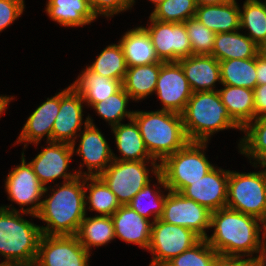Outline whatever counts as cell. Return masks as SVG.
I'll return each instance as SVG.
<instances>
[{"label":"cell","instance_id":"obj_1","mask_svg":"<svg viewBox=\"0 0 266 266\" xmlns=\"http://www.w3.org/2000/svg\"><path fill=\"white\" fill-rule=\"evenodd\" d=\"M212 227L213 234L205 240L219 255L244 256L251 260L257 252L260 233L265 229L264 222L259 218L227 207L211 213L210 228Z\"/></svg>","mask_w":266,"mask_h":266},{"label":"cell","instance_id":"obj_2","mask_svg":"<svg viewBox=\"0 0 266 266\" xmlns=\"http://www.w3.org/2000/svg\"><path fill=\"white\" fill-rule=\"evenodd\" d=\"M57 185V187H56ZM56 188L46 187L52 192L45 196L41 202L40 210L36 218L46 222V226H40L45 235H76L80 223L86 216L84 177L77 176L73 180L63 182ZM58 188V189H57ZM56 189V190H55Z\"/></svg>","mask_w":266,"mask_h":266},{"label":"cell","instance_id":"obj_3","mask_svg":"<svg viewBox=\"0 0 266 266\" xmlns=\"http://www.w3.org/2000/svg\"><path fill=\"white\" fill-rule=\"evenodd\" d=\"M21 212L10 206H0V255L4 266H34L42 237L41 227L22 218Z\"/></svg>","mask_w":266,"mask_h":266},{"label":"cell","instance_id":"obj_4","mask_svg":"<svg viewBox=\"0 0 266 266\" xmlns=\"http://www.w3.org/2000/svg\"><path fill=\"white\" fill-rule=\"evenodd\" d=\"M132 119L139 128L147 151L159 164L189 142L182 114L162 109L134 111Z\"/></svg>","mask_w":266,"mask_h":266},{"label":"cell","instance_id":"obj_5","mask_svg":"<svg viewBox=\"0 0 266 266\" xmlns=\"http://www.w3.org/2000/svg\"><path fill=\"white\" fill-rule=\"evenodd\" d=\"M189 141L208 142L218 131L242 128L230 117L218 91L194 92L182 113Z\"/></svg>","mask_w":266,"mask_h":266},{"label":"cell","instance_id":"obj_6","mask_svg":"<svg viewBox=\"0 0 266 266\" xmlns=\"http://www.w3.org/2000/svg\"><path fill=\"white\" fill-rule=\"evenodd\" d=\"M207 143L189 141L180 150L167 156L159 164V172L156 174L158 185L165 188V191L180 193L186 186L204 177L215 167L204 153Z\"/></svg>","mask_w":266,"mask_h":266},{"label":"cell","instance_id":"obj_7","mask_svg":"<svg viewBox=\"0 0 266 266\" xmlns=\"http://www.w3.org/2000/svg\"><path fill=\"white\" fill-rule=\"evenodd\" d=\"M258 172L239 173L229 170L227 205L234 211L259 218L266 223V164Z\"/></svg>","mask_w":266,"mask_h":266},{"label":"cell","instance_id":"obj_8","mask_svg":"<svg viewBox=\"0 0 266 266\" xmlns=\"http://www.w3.org/2000/svg\"><path fill=\"white\" fill-rule=\"evenodd\" d=\"M151 162V173L156 176L159 163L156 161L113 160L100 175L110 190L116 195L120 205H127L133 197L151 180L147 164ZM147 163V164H146Z\"/></svg>","mask_w":266,"mask_h":266},{"label":"cell","instance_id":"obj_9","mask_svg":"<svg viewBox=\"0 0 266 266\" xmlns=\"http://www.w3.org/2000/svg\"><path fill=\"white\" fill-rule=\"evenodd\" d=\"M201 238L183 226L160 219L152 223L148 251L153 254L149 266H164L172 258L192 248Z\"/></svg>","mask_w":266,"mask_h":266},{"label":"cell","instance_id":"obj_10","mask_svg":"<svg viewBox=\"0 0 266 266\" xmlns=\"http://www.w3.org/2000/svg\"><path fill=\"white\" fill-rule=\"evenodd\" d=\"M167 191L163 213L159 219L190 229L201 239L209 236L205 229H210L212 212L179 192Z\"/></svg>","mask_w":266,"mask_h":266},{"label":"cell","instance_id":"obj_11","mask_svg":"<svg viewBox=\"0 0 266 266\" xmlns=\"http://www.w3.org/2000/svg\"><path fill=\"white\" fill-rule=\"evenodd\" d=\"M90 255L75 235L43 234L34 266H89Z\"/></svg>","mask_w":266,"mask_h":266},{"label":"cell","instance_id":"obj_12","mask_svg":"<svg viewBox=\"0 0 266 266\" xmlns=\"http://www.w3.org/2000/svg\"><path fill=\"white\" fill-rule=\"evenodd\" d=\"M21 156V164L15 166L5 179V189L8 199L20 205L21 212L36 215L40 210L41 198L45 195V187L38 180L32 166L26 163L24 152ZM24 206L29 207L25 209Z\"/></svg>","mask_w":266,"mask_h":266},{"label":"cell","instance_id":"obj_13","mask_svg":"<svg viewBox=\"0 0 266 266\" xmlns=\"http://www.w3.org/2000/svg\"><path fill=\"white\" fill-rule=\"evenodd\" d=\"M151 24L144 27L151 37L158 58L162 62H178L192 55L188 32L184 23L161 22L149 16Z\"/></svg>","mask_w":266,"mask_h":266},{"label":"cell","instance_id":"obj_14","mask_svg":"<svg viewBox=\"0 0 266 266\" xmlns=\"http://www.w3.org/2000/svg\"><path fill=\"white\" fill-rule=\"evenodd\" d=\"M88 124L84 125V130L80 131V143L75 151V146H72L73 152L82 157L83 164L86 165L88 171L82 172L80 169L84 167L80 163L79 170L76 171L78 176H100L105 169L114 160L112 150L109 147L105 137L101 131L93 123L92 117L88 115Z\"/></svg>","mask_w":266,"mask_h":266},{"label":"cell","instance_id":"obj_15","mask_svg":"<svg viewBox=\"0 0 266 266\" xmlns=\"http://www.w3.org/2000/svg\"><path fill=\"white\" fill-rule=\"evenodd\" d=\"M155 92L162 110L182 114L193 92L178 62H161Z\"/></svg>","mask_w":266,"mask_h":266},{"label":"cell","instance_id":"obj_16","mask_svg":"<svg viewBox=\"0 0 266 266\" xmlns=\"http://www.w3.org/2000/svg\"><path fill=\"white\" fill-rule=\"evenodd\" d=\"M83 98L72 86L60 92V109L52 129V141L68 143L75 146L77 132L82 128V123L87 125L88 117L83 122ZM79 130V131H78Z\"/></svg>","mask_w":266,"mask_h":266},{"label":"cell","instance_id":"obj_17","mask_svg":"<svg viewBox=\"0 0 266 266\" xmlns=\"http://www.w3.org/2000/svg\"><path fill=\"white\" fill-rule=\"evenodd\" d=\"M46 143L48 146L29 162L41 184L46 188L48 183L58 178H63V182L76 178L77 172H67L74 155L72 145L53 141Z\"/></svg>","mask_w":266,"mask_h":266},{"label":"cell","instance_id":"obj_18","mask_svg":"<svg viewBox=\"0 0 266 266\" xmlns=\"http://www.w3.org/2000/svg\"><path fill=\"white\" fill-rule=\"evenodd\" d=\"M229 170L216 168L201 179L186 186L180 193L205 206L211 212L226 208Z\"/></svg>","mask_w":266,"mask_h":266},{"label":"cell","instance_id":"obj_19","mask_svg":"<svg viewBox=\"0 0 266 266\" xmlns=\"http://www.w3.org/2000/svg\"><path fill=\"white\" fill-rule=\"evenodd\" d=\"M60 109V92L39 105L27 118L22 131L15 144L24 142V149L27 144L40 143L46 136L47 142L52 141V129L56 116Z\"/></svg>","mask_w":266,"mask_h":266},{"label":"cell","instance_id":"obj_20","mask_svg":"<svg viewBox=\"0 0 266 266\" xmlns=\"http://www.w3.org/2000/svg\"><path fill=\"white\" fill-rule=\"evenodd\" d=\"M111 218L114 224L115 238L148 250L153 222L140 216L128 205H121Z\"/></svg>","mask_w":266,"mask_h":266},{"label":"cell","instance_id":"obj_21","mask_svg":"<svg viewBox=\"0 0 266 266\" xmlns=\"http://www.w3.org/2000/svg\"><path fill=\"white\" fill-rule=\"evenodd\" d=\"M178 63L193 93L216 91L215 83H221L219 61L211 55L192 54Z\"/></svg>","mask_w":266,"mask_h":266},{"label":"cell","instance_id":"obj_22","mask_svg":"<svg viewBox=\"0 0 266 266\" xmlns=\"http://www.w3.org/2000/svg\"><path fill=\"white\" fill-rule=\"evenodd\" d=\"M127 67L161 63L144 26L127 31L119 41Z\"/></svg>","mask_w":266,"mask_h":266},{"label":"cell","instance_id":"obj_23","mask_svg":"<svg viewBox=\"0 0 266 266\" xmlns=\"http://www.w3.org/2000/svg\"><path fill=\"white\" fill-rule=\"evenodd\" d=\"M45 11L52 21L65 27L84 26L97 18L89 0H48Z\"/></svg>","mask_w":266,"mask_h":266},{"label":"cell","instance_id":"obj_24","mask_svg":"<svg viewBox=\"0 0 266 266\" xmlns=\"http://www.w3.org/2000/svg\"><path fill=\"white\" fill-rule=\"evenodd\" d=\"M240 7L236 0L218 5L197 6L195 17L215 33L240 30Z\"/></svg>","mask_w":266,"mask_h":266},{"label":"cell","instance_id":"obj_25","mask_svg":"<svg viewBox=\"0 0 266 266\" xmlns=\"http://www.w3.org/2000/svg\"><path fill=\"white\" fill-rule=\"evenodd\" d=\"M129 122L112 127L116 147L122 154V157H117L115 153H112L113 159L119 161H156L147 151L136 122L133 119H130Z\"/></svg>","mask_w":266,"mask_h":266},{"label":"cell","instance_id":"obj_26","mask_svg":"<svg viewBox=\"0 0 266 266\" xmlns=\"http://www.w3.org/2000/svg\"><path fill=\"white\" fill-rule=\"evenodd\" d=\"M81 73L71 85L88 106L106 100L123 87L121 81L95 74L87 66Z\"/></svg>","mask_w":266,"mask_h":266},{"label":"cell","instance_id":"obj_27","mask_svg":"<svg viewBox=\"0 0 266 266\" xmlns=\"http://www.w3.org/2000/svg\"><path fill=\"white\" fill-rule=\"evenodd\" d=\"M223 87L217 90L221 102L227 108L230 117L243 129L254 120V91L231 85Z\"/></svg>","mask_w":266,"mask_h":266},{"label":"cell","instance_id":"obj_28","mask_svg":"<svg viewBox=\"0 0 266 266\" xmlns=\"http://www.w3.org/2000/svg\"><path fill=\"white\" fill-rule=\"evenodd\" d=\"M211 56L218 61L254 58L257 56V44L238 30L216 33Z\"/></svg>","mask_w":266,"mask_h":266},{"label":"cell","instance_id":"obj_29","mask_svg":"<svg viewBox=\"0 0 266 266\" xmlns=\"http://www.w3.org/2000/svg\"><path fill=\"white\" fill-rule=\"evenodd\" d=\"M160 72V63L127 67L126 77L122 83L131 100H143L155 92Z\"/></svg>","mask_w":266,"mask_h":266},{"label":"cell","instance_id":"obj_30","mask_svg":"<svg viewBox=\"0 0 266 266\" xmlns=\"http://www.w3.org/2000/svg\"><path fill=\"white\" fill-rule=\"evenodd\" d=\"M75 236L89 253L92 246L99 247L108 244L115 239L111 216H85Z\"/></svg>","mask_w":266,"mask_h":266},{"label":"cell","instance_id":"obj_31","mask_svg":"<svg viewBox=\"0 0 266 266\" xmlns=\"http://www.w3.org/2000/svg\"><path fill=\"white\" fill-rule=\"evenodd\" d=\"M84 189L85 205H89L87 208L89 209L88 211H96V213H99V216H112L121 206L116 195L110 190L100 176H85ZM88 189L89 192H87ZM87 193L89 195H87Z\"/></svg>","mask_w":266,"mask_h":266},{"label":"cell","instance_id":"obj_32","mask_svg":"<svg viewBox=\"0 0 266 266\" xmlns=\"http://www.w3.org/2000/svg\"><path fill=\"white\" fill-rule=\"evenodd\" d=\"M222 85L254 89L257 86L256 57L219 61Z\"/></svg>","mask_w":266,"mask_h":266},{"label":"cell","instance_id":"obj_33","mask_svg":"<svg viewBox=\"0 0 266 266\" xmlns=\"http://www.w3.org/2000/svg\"><path fill=\"white\" fill-rule=\"evenodd\" d=\"M254 121V122H253ZM243 129L244 138L238 144L240 154L255 160L254 164H266V116L255 118Z\"/></svg>","mask_w":266,"mask_h":266},{"label":"cell","instance_id":"obj_34","mask_svg":"<svg viewBox=\"0 0 266 266\" xmlns=\"http://www.w3.org/2000/svg\"><path fill=\"white\" fill-rule=\"evenodd\" d=\"M87 68L95 74L119 80L123 83L126 77L127 65L119 42L104 48L96 57V60Z\"/></svg>","mask_w":266,"mask_h":266},{"label":"cell","instance_id":"obj_35","mask_svg":"<svg viewBox=\"0 0 266 266\" xmlns=\"http://www.w3.org/2000/svg\"><path fill=\"white\" fill-rule=\"evenodd\" d=\"M240 12V28L248 30L247 36L256 44L266 39V0H246Z\"/></svg>","mask_w":266,"mask_h":266},{"label":"cell","instance_id":"obj_36","mask_svg":"<svg viewBox=\"0 0 266 266\" xmlns=\"http://www.w3.org/2000/svg\"><path fill=\"white\" fill-rule=\"evenodd\" d=\"M129 94L122 87L118 92L109 96L106 100L94 103L91 107L112 127L121 123L124 118L132 119L134 111L127 110L130 100Z\"/></svg>","mask_w":266,"mask_h":266},{"label":"cell","instance_id":"obj_37","mask_svg":"<svg viewBox=\"0 0 266 266\" xmlns=\"http://www.w3.org/2000/svg\"><path fill=\"white\" fill-rule=\"evenodd\" d=\"M150 187V182H148L127 205L146 219H150V216H153L152 222H154L159 219L163 213L164 202L167 195L163 194L159 186L156 187L157 189L159 188L158 190ZM146 200H148V203ZM144 201L147 203L146 205H144L145 203L143 204Z\"/></svg>","mask_w":266,"mask_h":266},{"label":"cell","instance_id":"obj_38","mask_svg":"<svg viewBox=\"0 0 266 266\" xmlns=\"http://www.w3.org/2000/svg\"><path fill=\"white\" fill-rule=\"evenodd\" d=\"M196 8L194 0H165L154 8L150 16L161 22L184 23L195 17Z\"/></svg>","mask_w":266,"mask_h":266},{"label":"cell","instance_id":"obj_39","mask_svg":"<svg viewBox=\"0 0 266 266\" xmlns=\"http://www.w3.org/2000/svg\"><path fill=\"white\" fill-rule=\"evenodd\" d=\"M219 254L201 239L192 248L172 258L164 266H212Z\"/></svg>","mask_w":266,"mask_h":266},{"label":"cell","instance_id":"obj_40","mask_svg":"<svg viewBox=\"0 0 266 266\" xmlns=\"http://www.w3.org/2000/svg\"><path fill=\"white\" fill-rule=\"evenodd\" d=\"M184 24L188 32L192 54L211 55L216 33L208 29L196 17L189 18Z\"/></svg>","mask_w":266,"mask_h":266},{"label":"cell","instance_id":"obj_41","mask_svg":"<svg viewBox=\"0 0 266 266\" xmlns=\"http://www.w3.org/2000/svg\"><path fill=\"white\" fill-rule=\"evenodd\" d=\"M91 8L98 17L104 15L107 18L132 8L135 0H89Z\"/></svg>","mask_w":266,"mask_h":266},{"label":"cell","instance_id":"obj_42","mask_svg":"<svg viewBox=\"0 0 266 266\" xmlns=\"http://www.w3.org/2000/svg\"><path fill=\"white\" fill-rule=\"evenodd\" d=\"M24 8V0H0V32L19 18Z\"/></svg>","mask_w":266,"mask_h":266},{"label":"cell","instance_id":"obj_43","mask_svg":"<svg viewBox=\"0 0 266 266\" xmlns=\"http://www.w3.org/2000/svg\"><path fill=\"white\" fill-rule=\"evenodd\" d=\"M254 119L266 116V84L257 85L254 89Z\"/></svg>","mask_w":266,"mask_h":266},{"label":"cell","instance_id":"obj_44","mask_svg":"<svg viewBox=\"0 0 266 266\" xmlns=\"http://www.w3.org/2000/svg\"><path fill=\"white\" fill-rule=\"evenodd\" d=\"M212 266H253L251 259L245 257L218 255Z\"/></svg>","mask_w":266,"mask_h":266},{"label":"cell","instance_id":"obj_45","mask_svg":"<svg viewBox=\"0 0 266 266\" xmlns=\"http://www.w3.org/2000/svg\"><path fill=\"white\" fill-rule=\"evenodd\" d=\"M263 238L262 241L260 240L259 246L257 248V252L259 255L256 254L252 259L253 266H266V234L263 231Z\"/></svg>","mask_w":266,"mask_h":266},{"label":"cell","instance_id":"obj_46","mask_svg":"<svg viewBox=\"0 0 266 266\" xmlns=\"http://www.w3.org/2000/svg\"><path fill=\"white\" fill-rule=\"evenodd\" d=\"M257 85L266 84V60L256 56Z\"/></svg>","mask_w":266,"mask_h":266},{"label":"cell","instance_id":"obj_47","mask_svg":"<svg viewBox=\"0 0 266 266\" xmlns=\"http://www.w3.org/2000/svg\"><path fill=\"white\" fill-rule=\"evenodd\" d=\"M196 6H203V5H218L224 4L227 2H232L234 0H194Z\"/></svg>","mask_w":266,"mask_h":266},{"label":"cell","instance_id":"obj_48","mask_svg":"<svg viewBox=\"0 0 266 266\" xmlns=\"http://www.w3.org/2000/svg\"><path fill=\"white\" fill-rule=\"evenodd\" d=\"M13 97L14 96L8 97V96H1L0 95V117H1L2 113H5L4 111H6L7 106L9 105V102L11 100H13Z\"/></svg>","mask_w":266,"mask_h":266},{"label":"cell","instance_id":"obj_49","mask_svg":"<svg viewBox=\"0 0 266 266\" xmlns=\"http://www.w3.org/2000/svg\"><path fill=\"white\" fill-rule=\"evenodd\" d=\"M257 55L266 60V39L257 44Z\"/></svg>","mask_w":266,"mask_h":266},{"label":"cell","instance_id":"obj_50","mask_svg":"<svg viewBox=\"0 0 266 266\" xmlns=\"http://www.w3.org/2000/svg\"><path fill=\"white\" fill-rule=\"evenodd\" d=\"M152 3H154V7L156 8L159 4H161L165 0H149Z\"/></svg>","mask_w":266,"mask_h":266},{"label":"cell","instance_id":"obj_51","mask_svg":"<svg viewBox=\"0 0 266 266\" xmlns=\"http://www.w3.org/2000/svg\"><path fill=\"white\" fill-rule=\"evenodd\" d=\"M264 233L266 234V223L264 224Z\"/></svg>","mask_w":266,"mask_h":266}]
</instances>
